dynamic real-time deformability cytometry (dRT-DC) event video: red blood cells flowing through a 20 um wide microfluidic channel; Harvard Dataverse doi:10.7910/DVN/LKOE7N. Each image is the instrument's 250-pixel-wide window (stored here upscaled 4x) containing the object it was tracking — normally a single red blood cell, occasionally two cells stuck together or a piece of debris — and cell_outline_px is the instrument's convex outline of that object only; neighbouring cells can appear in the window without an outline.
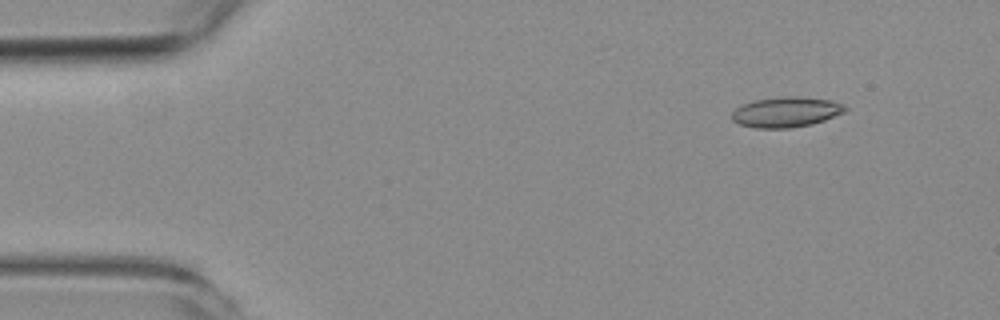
{"species": "common noctule bat (a hibernating species)", "species_latin": "Nyctalus noctula", "temperature_condition": "room temperature", "stored_images_in_passage": 4, "camera_frame_rate_fps": 3000, "um_per_image_px": 0.085, "animal": {"sex": "female", "body_mass_g": 19.3, "forearm_length_mm": 54.1}, "frame": {"image": 1, "passage_image": 1, "time_ms": 0.0, "image_size_px": [1000, 320], "cell_outline_px": [[848, 108], [844, 112], [824, 120], [812, 124], [788, 128], [756, 128], [740, 124], [732, 120], [732, 112], [740, 104], [752, 100], [780, 96], [796, 96], [832, 100], [844, 104]], "centroid_in_image_um": [66.8, 9.51], "position_along_channel_um": 18.2, "area_um2": 20.17}}
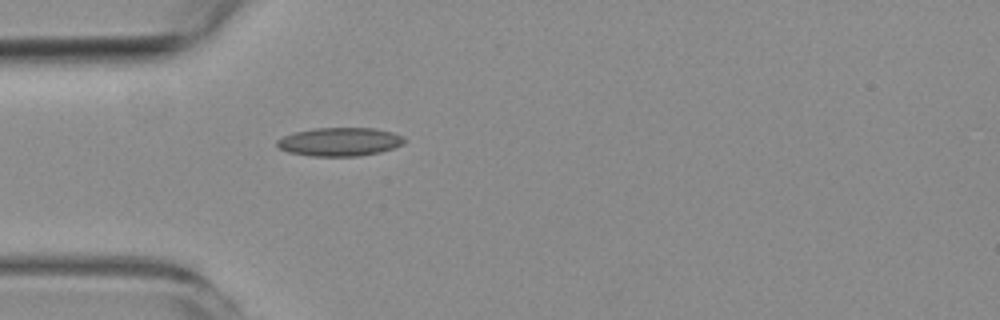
{"frame": {"image": 2, "passage_image": 4, "time_ms": 3.333, "image_size_px": [1000, 320], "cell_outline_px": [[404, 144], [380, 152], [360, 156], [312, 156], [288, 152], [280, 148], [276, 144], [276, 140], [284, 136], [296, 132], [312, 128], [372, 128], [392, 132], [404, 136]], "centroid_in_image_um": [28.88, 12.05], "position_along_channel_um": 56.1, "area_um2": 21.1}}